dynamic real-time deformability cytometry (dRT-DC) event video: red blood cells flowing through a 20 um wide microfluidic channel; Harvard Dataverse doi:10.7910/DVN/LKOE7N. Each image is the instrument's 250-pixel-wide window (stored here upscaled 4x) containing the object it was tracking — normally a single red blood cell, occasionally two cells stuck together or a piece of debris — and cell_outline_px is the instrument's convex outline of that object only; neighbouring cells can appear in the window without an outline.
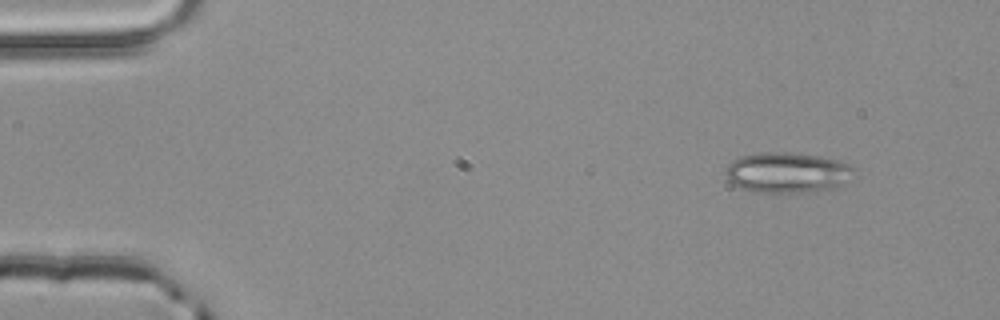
{"species": "common noctule bat (a hibernating species)", "species_latin": "Nyctalus noctula", "temperature_condition": "room temperature", "stored_images_in_passage": 4, "camera_frame_rate_fps": 3000, "um_per_image_px": 0.085, "animal": {"sex": "male", "body_mass_g": 20.4}, "frame": {"image": 1, "passage_image": 1, "time_ms": 0.0, "image_size_px": [1000, 320], "cell_outline_px": [[856, 168], [844, 184], [840, 188], [804, 192], [756, 192], [732, 184], [724, 176], [724, 168], [732, 160], [740, 156], [764, 152], [788, 152], [816, 156], [840, 160]], "centroid_in_image_um": [66.9, 14.67], "position_along_channel_um": 18.1, "area_um2": 30.46}}